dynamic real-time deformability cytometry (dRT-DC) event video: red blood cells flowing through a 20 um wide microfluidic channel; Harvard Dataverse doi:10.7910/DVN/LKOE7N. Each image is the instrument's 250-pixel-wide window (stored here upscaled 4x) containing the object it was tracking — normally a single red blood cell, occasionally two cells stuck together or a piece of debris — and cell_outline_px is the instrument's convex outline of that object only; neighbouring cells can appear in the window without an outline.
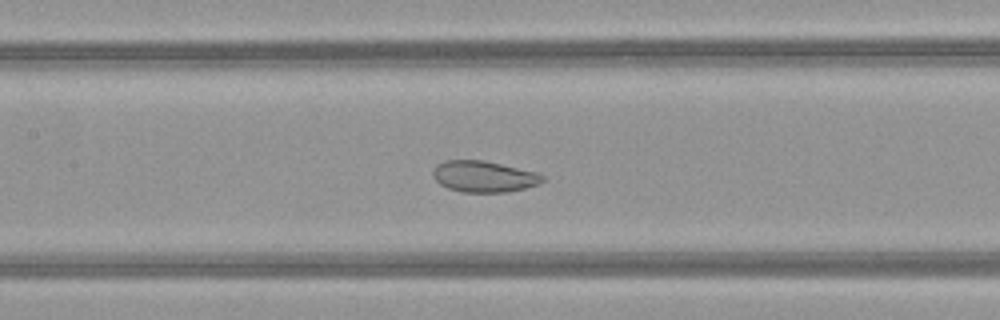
{"species": "common noctule bat (a hibernating species)", "species_latin": "Nyctalus noctula", "temperature_condition": "warm", "stored_images_in_passage": 53, "camera_frame_rate_fps": 3000, "um_per_image_px": 0.085, "animal": {"sex": "female", "body_mass_g": 21.9}, "frame": {"image": 1, "passage_image": 25, "time_ms": 8.0, "image_size_px": [1000, 320], "cell_outline_px": [[544, 180], [540, 184], [508, 192], [460, 192], [448, 188], [440, 184], [432, 176], [432, 168], [436, 164], [444, 160], [484, 160], [536, 172], [544, 176]], "centroid_in_image_um": [41.09, 15.0], "position_along_channel_um": 166.3, "area_um2": 20.11}}
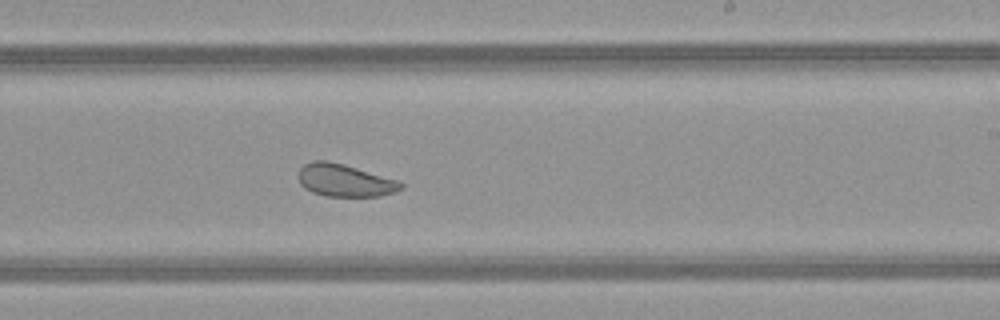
{"frame": {"image": 2, "passage_image": 32, "time_ms": 10.333, "image_size_px": [1000, 320], "cell_outline_px": [[404, 188], [396, 192], [380, 196], [324, 196], [312, 192], [304, 188], [300, 184], [300, 168], [304, 164], [312, 160], [328, 160], [344, 164], [400, 180], [404, 184]], "centroid_in_image_um": [29.35, 15.33], "position_along_channel_um": 259.6, "area_um2": 19.65}}
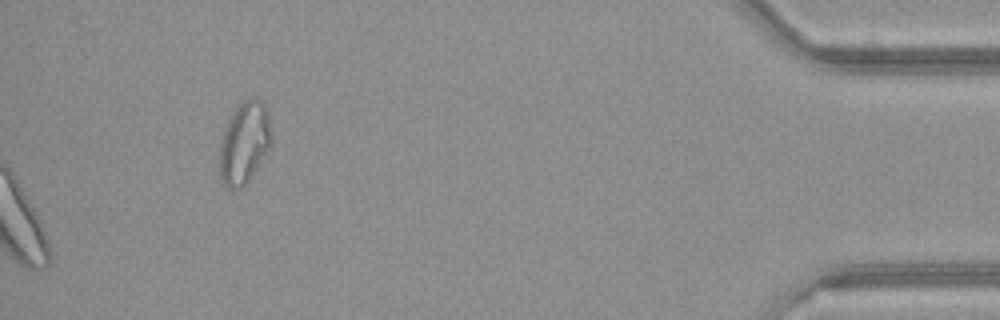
{"frame": {"image": 3, "passage_image": 53, "time_ms": 17.333, "image_size_px": [1000, 320], "cell_outline_px": [[272, 144], [248, 180], [240, 188], [228, 188], [220, 180], [220, 136], [232, 112], [244, 100], [256, 96], [268, 108], [272, 140]], "centroid_in_image_um": [20.77, 12.09], "position_along_channel_um": 414.4, "area_um2": 24.8}, "authors_computed_cell_mechanics": {"area_um2": 25.9522, "velocity_mm_per_s": 4.0238, "shape_relaxation_time_tau1_ms": null, "shape_relaxation_time_tau2_ms": 5.4036, "deformation_change_tau1": null, "deformation_change_tau2": 0.0995}}